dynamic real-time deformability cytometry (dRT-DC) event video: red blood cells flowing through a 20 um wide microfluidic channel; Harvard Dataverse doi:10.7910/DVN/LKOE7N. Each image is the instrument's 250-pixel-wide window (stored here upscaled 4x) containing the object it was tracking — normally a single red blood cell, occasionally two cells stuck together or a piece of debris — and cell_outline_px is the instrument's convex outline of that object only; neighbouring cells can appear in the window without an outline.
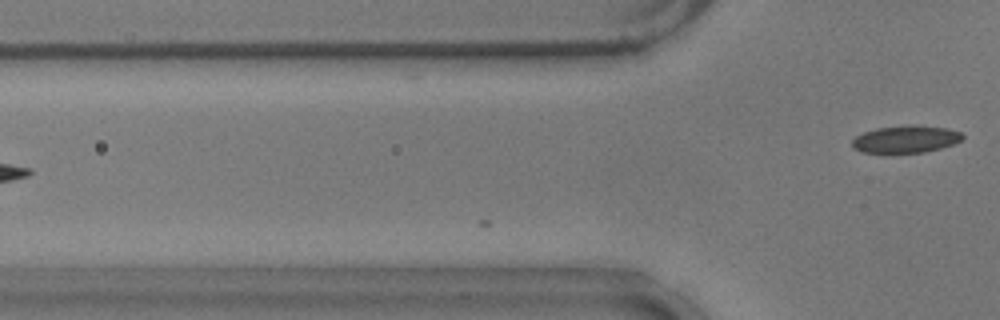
{"species": "common noctule bat (a hibernating species)", "species_latin": "Nyctalus noctula", "temperature_condition": "warm", "stored_images_in_passage": 4, "camera_frame_rate_fps": 3000, "um_per_image_px": 0.085, "animal": {"sex": "male", "body_mass_g": 17.9}, "frame": {"image": 1, "passage_image": 4, "time_ms": 1.0, "image_size_px": [1000, 320], "cell_outline_px": [[964, 136], [960, 140], [952, 144], [940, 148], [924, 152], [860, 152], [852, 148], [852, 140], [856, 136], [864, 132], [876, 128], [944, 128], [960, 132]], "centroid_in_image_um": [76.92, 11.88], "position_along_channel_um": 48.9, "area_um2": 16.36}}